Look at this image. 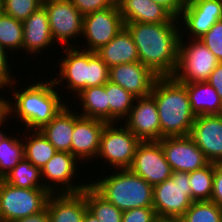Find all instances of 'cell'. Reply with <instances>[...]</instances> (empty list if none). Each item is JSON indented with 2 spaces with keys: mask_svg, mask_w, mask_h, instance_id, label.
Segmentation results:
<instances>
[{
  "mask_svg": "<svg viewBox=\"0 0 222 222\" xmlns=\"http://www.w3.org/2000/svg\"><path fill=\"white\" fill-rule=\"evenodd\" d=\"M129 170L152 186L164 182L173 173L158 141L141 142Z\"/></svg>",
  "mask_w": 222,
  "mask_h": 222,
  "instance_id": "cell-13",
  "label": "cell"
},
{
  "mask_svg": "<svg viewBox=\"0 0 222 222\" xmlns=\"http://www.w3.org/2000/svg\"><path fill=\"white\" fill-rule=\"evenodd\" d=\"M214 163L202 169L189 172L191 199L193 201L211 200L213 192Z\"/></svg>",
  "mask_w": 222,
  "mask_h": 222,
  "instance_id": "cell-32",
  "label": "cell"
},
{
  "mask_svg": "<svg viewBox=\"0 0 222 222\" xmlns=\"http://www.w3.org/2000/svg\"><path fill=\"white\" fill-rule=\"evenodd\" d=\"M11 117L6 113L4 112L1 116H0V128H2V125H4L5 121L6 120H9ZM2 129H0V141L7 135V134H4L6 132H3L1 131Z\"/></svg>",
  "mask_w": 222,
  "mask_h": 222,
  "instance_id": "cell-44",
  "label": "cell"
},
{
  "mask_svg": "<svg viewBox=\"0 0 222 222\" xmlns=\"http://www.w3.org/2000/svg\"><path fill=\"white\" fill-rule=\"evenodd\" d=\"M186 89L195 116L222 114V100L207 81L182 83Z\"/></svg>",
  "mask_w": 222,
  "mask_h": 222,
  "instance_id": "cell-25",
  "label": "cell"
},
{
  "mask_svg": "<svg viewBox=\"0 0 222 222\" xmlns=\"http://www.w3.org/2000/svg\"><path fill=\"white\" fill-rule=\"evenodd\" d=\"M158 78L141 62L124 63L110 67L109 81L120 85L136 98L149 96Z\"/></svg>",
  "mask_w": 222,
  "mask_h": 222,
  "instance_id": "cell-19",
  "label": "cell"
},
{
  "mask_svg": "<svg viewBox=\"0 0 222 222\" xmlns=\"http://www.w3.org/2000/svg\"><path fill=\"white\" fill-rule=\"evenodd\" d=\"M150 95L157 105L161 139L190 135L196 116L192 112L186 87L173 77H158Z\"/></svg>",
  "mask_w": 222,
  "mask_h": 222,
  "instance_id": "cell-3",
  "label": "cell"
},
{
  "mask_svg": "<svg viewBox=\"0 0 222 222\" xmlns=\"http://www.w3.org/2000/svg\"><path fill=\"white\" fill-rule=\"evenodd\" d=\"M16 81L9 86L12 90L14 99L5 100V112L14 117L26 127V130H40L44 125L49 123L60 111L66 106L64 98L60 96L53 79L46 82H34L23 88L21 91L16 90L18 87ZM56 88V89H55ZM62 98V99H61ZM11 101V103H10ZM12 114V115H11Z\"/></svg>",
  "mask_w": 222,
  "mask_h": 222,
  "instance_id": "cell-2",
  "label": "cell"
},
{
  "mask_svg": "<svg viewBox=\"0 0 222 222\" xmlns=\"http://www.w3.org/2000/svg\"><path fill=\"white\" fill-rule=\"evenodd\" d=\"M177 222H222V208L211 200L193 201Z\"/></svg>",
  "mask_w": 222,
  "mask_h": 222,
  "instance_id": "cell-34",
  "label": "cell"
},
{
  "mask_svg": "<svg viewBox=\"0 0 222 222\" xmlns=\"http://www.w3.org/2000/svg\"><path fill=\"white\" fill-rule=\"evenodd\" d=\"M88 211L99 222H122L123 211L102 197L90 184L85 188Z\"/></svg>",
  "mask_w": 222,
  "mask_h": 222,
  "instance_id": "cell-29",
  "label": "cell"
},
{
  "mask_svg": "<svg viewBox=\"0 0 222 222\" xmlns=\"http://www.w3.org/2000/svg\"><path fill=\"white\" fill-rule=\"evenodd\" d=\"M77 47H64L62 50L66 57H61L58 63L60 70L57 78H53L55 85H60L65 80V89L76 96L81 90L104 85L109 81L110 67L96 54ZM60 74V75H59ZM59 78V79H58ZM76 93V94H75Z\"/></svg>",
  "mask_w": 222,
  "mask_h": 222,
  "instance_id": "cell-4",
  "label": "cell"
},
{
  "mask_svg": "<svg viewBox=\"0 0 222 222\" xmlns=\"http://www.w3.org/2000/svg\"><path fill=\"white\" fill-rule=\"evenodd\" d=\"M122 122L141 142L161 140L158 109L151 95L135 98L128 117Z\"/></svg>",
  "mask_w": 222,
  "mask_h": 222,
  "instance_id": "cell-16",
  "label": "cell"
},
{
  "mask_svg": "<svg viewBox=\"0 0 222 222\" xmlns=\"http://www.w3.org/2000/svg\"><path fill=\"white\" fill-rule=\"evenodd\" d=\"M53 44L55 41L50 32L48 13L42 5L23 21L22 50L35 56L48 46L51 49Z\"/></svg>",
  "mask_w": 222,
  "mask_h": 222,
  "instance_id": "cell-20",
  "label": "cell"
},
{
  "mask_svg": "<svg viewBox=\"0 0 222 222\" xmlns=\"http://www.w3.org/2000/svg\"><path fill=\"white\" fill-rule=\"evenodd\" d=\"M12 222H50L48 209L45 208L43 211L37 214L31 215L25 218H20Z\"/></svg>",
  "mask_w": 222,
  "mask_h": 222,
  "instance_id": "cell-43",
  "label": "cell"
},
{
  "mask_svg": "<svg viewBox=\"0 0 222 222\" xmlns=\"http://www.w3.org/2000/svg\"><path fill=\"white\" fill-rule=\"evenodd\" d=\"M181 35L178 63L172 77L179 83L207 81L220 62L201 39L187 40L183 34Z\"/></svg>",
  "mask_w": 222,
  "mask_h": 222,
  "instance_id": "cell-7",
  "label": "cell"
},
{
  "mask_svg": "<svg viewBox=\"0 0 222 222\" xmlns=\"http://www.w3.org/2000/svg\"><path fill=\"white\" fill-rule=\"evenodd\" d=\"M82 222H99V221L87 210Z\"/></svg>",
  "mask_w": 222,
  "mask_h": 222,
  "instance_id": "cell-45",
  "label": "cell"
},
{
  "mask_svg": "<svg viewBox=\"0 0 222 222\" xmlns=\"http://www.w3.org/2000/svg\"><path fill=\"white\" fill-rule=\"evenodd\" d=\"M23 132L25 158L40 170L58 152L40 130H26ZM30 133L28 136L24 133Z\"/></svg>",
  "mask_w": 222,
  "mask_h": 222,
  "instance_id": "cell-27",
  "label": "cell"
},
{
  "mask_svg": "<svg viewBox=\"0 0 222 222\" xmlns=\"http://www.w3.org/2000/svg\"><path fill=\"white\" fill-rule=\"evenodd\" d=\"M46 208L50 222H82L88 210L85 189L77 193H52Z\"/></svg>",
  "mask_w": 222,
  "mask_h": 222,
  "instance_id": "cell-22",
  "label": "cell"
},
{
  "mask_svg": "<svg viewBox=\"0 0 222 222\" xmlns=\"http://www.w3.org/2000/svg\"><path fill=\"white\" fill-rule=\"evenodd\" d=\"M5 182L15 187L44 188L41 170L25 157L3 178Z\"/></svg>",
  "mask_w": 222,
  "mask_h": 222,
  "instance_id": "cell-30",
  "label": "cell"
},
{
  "mask_svg": "<svg viewBox=\"0 0 222 222\" xmlns=\"http://www.w3.org/2000/svg\"><path fill=\"white\" fill-rule=\"evenodd\" d=\"M77 161L79 160L73 154L58 151L41 169L42 182L45 180L43 182L44 188L50 193H77L83 191L90 182L79 183V185L73 182L78 172L76 166L80 164Z\"/></svg>",
  "mask_w": 222,
  "mask_h": 222,
  "instance_id": "cell-12",
  "label": "cell"
},
{
  "mask_svg": "<svg viewBox=\"0 0 222 222\" xmlns=\"http://www.w3.org/2000/svg\"><path fill=\"white\" fill-rule=\"evenodd\" d=\"M182 18V19H181ZM222 19V0H186L179 17L180 27L192 39H200L210 28ZM184 29V30H183ZM190 34V35H189Z\"/></svg>",
  "mask_w": 222,
  "mask_h": 222,
  "instance_id": "cell-14",
  "label": "cell"
},
{
  "mask_svg": "<svg viewBox=\"0 0 222 222\" xmlns=\"http://www.w3.org/2000/svg\"><path fill=\"white\" fill-rule=\"evenodd\" d=\"M164 7L174 18L179 19L186 0H152Z\"/></svg>",
  "mask_w": 222,
  "mask_h": 222,
  "instance_id": "cell-41",
  "label": "cell"
},
{
  "mask_svg": "<svg viewBox=\"0 0 222 222\" xmlns=\"http://www.w3.org/2000/svg\"><path fill=\"white\" fill-rule=\"evenodd\" d=\"M8 52L0 44V86L9 89V85L16 80V77L10 74L12 69H9L11 68V64H9L10 60L8 59H10V56L8 55H11V53L9 54Z\"/></svg>",
  "mask_w": 222,
  "mask_h": 222,
  "instance_id": "cell-39",
  "label": "cell"
},
{
  "mask_svg": "<svg viewBox=\"0 0 222 222\" xmlns=\"http://www.w3.org/2000/svg\"><path fill=\"white\" fill-rule=\"evenodd\" d=\"M42 5L48 13L50 32L55 43L66 47H76L70 44L83 34V15L71 0H43ZM73 38V40H72Z\"/></svg>",
  "mask_w": 222,
  "mask_h": 222,
  "instance_id": "cell-10",
  "label": "cell"
},
{
  "mask_svg": "<svg viewBox=\"0 0 222 222\" xmlns=\"http://www.w3.org/2000/svg\"><path fill=\"white\" fill-rule=\"evenodd\" d=\"M158 217L154 208H134L123 211L122 222H156Z\"/></svg>",
  "mask_w": 222,
  "mask_h": 222,
  "instance_id": "cell-38",
  "label": "cell"
},
{
  "mask_svg": "<svg viewBox=\"0 0 222 222\" xmlns=\"http://www.w3.org/2000/svg\"><path fill=\"white\" fill-rule=\"evenodd\" d=\"M73 129L74 111L68 104L40 131L57 151L71 153Z\"/></svg>",
  "mask_w": 222,
  "mask_h": 222,
  "instance_id": "cell-24",
  "label": "cell"
},
{
  "mask_svg": "<svg viewBox=\"0 0 222 222\" xmlns=\"http://www.w3.org/2000/svg\"><path fill=\"white\" fill-rule=\"evenodd\" d=\"M0 44L7 51L22 50L23 22L5 13L0 14Z\"/></svg>",
  "mask_w": 222,
  "mask_h": 222,
  "instance_id": "cell-33",
  "label": "cell"
},
{
  "mask_svg": "<svg viewBox=\"0 0 222 222\" xmlns=\"http://www.w3.org/2000/svg\"><path fill=\"white\" fill-rule=\"evenodd\" d=\"M116 171V172H115ZM90 185L121 211L153 208V186L129 169L115 170ZM92 182V183H91Z\"/></svg>",
  "mask_w": 222,
  "mask_h": 222,
  "instance_id": "cell-5",
  "label": "cell"
},
{
  "mask_svg": "<svg viewBox=\"0 0 222 222\" xmlns=\"http://www.w3.org/2000/svg\"><path fill=\"white\" fill-rule=\"evenodd\" d=\"M50 193L46 188L23 189L0 179V219L12 222L43 211Z\"/></svg>",
  "mask_w": 222,
  "mask_h": 222,
  "instance_id": "cell-8",
  "label": "cell"
},
{
  "mask_svg": "<svg viewBox=\"0 0 222 222\" xmlns=\"http://www.w3.org/2000/svg\"><path fill=\"white\" fill-rule=\"evenodd\" d=\"M106 93L109 104V123L118 122L119 124V121L128 117L136 97L110 81L106 82Z\"/></svg>",
  "mask_w": 222,
  "mask_h": 222,
  "instance_id": "cell-28",
  "label": "cell"
},
{
  "mask_svg": "<svg viewBox=\"0 0 222 222\" xmlns=\"http://www.w3.org/2000/svg\"><path fill=\"white\" fill-rule=\"evenodd\" d=\"M81 102L80 116L98 119L109 123V104L106 93V83L101 86L89 87L81 90L77 96Z\"/></svg>",
  "mask_w": 222,
  "mask_h": 222,
  "instance_id": "cell-26",
  "label": "cell"
},
{
  "mask_svg": "<svg viewBox=\"0 0 222 222\" xmlns=\"http://www.w3.org/2000/svg\"><path fill=\"white\" fill-rule=\"evenodd\" d=\"M107 123L101 135L97 158L116 170L129 169L141 141L121 122ZM107 161V162H106Z\"/></svg>",
  "mask_w": 222,
  "mask_h": 222,
  "instance_id": "cell-9",
  "label": "cell"
},
{
  "mask_svg": "<svg viewBox=\"0 0 222 222\" xmlns=\"http://www.w3.org/2000/svg\"><path fill=\"white\" fill-rule=\"evenodd\" d=\"M190 136L210 163L222 162V114L196 116Z\"/></svg>",
  "mask_w": 222,
  "mask_h": 222,
  "instance_id": "cell-18",
  "label": "cell"
},
{
  "mask_svg": "<svg viewBox=\"0 0 222 222\" xmlns=\"http://www.w3.org/2000/svg\"><path fill=\"white\" fill-rule=\"evenodd\" d=\"M107 123L98 119L86 118L74 112L71 154L79 162L97 159L101 135Z\"/></svg>",
  "mask_w": 222,
  "mask_h": 222,
  "instance_id": "cell-17",
  "label": "cell"
},
{
  "mask_svg": "<svg viewBox=\"0 0 222 222\" xmlns=\"http://www.w3.org/2000/svg\"><path fill=\"white\" fill-rule=\"evenodd\" d=\"M158 142L173 172L189 173L202 169L210 163L190 135L163 137Z\"/></svg>",
  "mask_w": 222,
  "mask_h": 222,
  "instance_id": "cell-15",
  "label": "cell"
},
{
  "mask_svg": "<svg viewBox=\"0 0 222 222\" xmlns=\"http://www.w3.org/2000/svg\"><path fill=\"white\" fill-rule=\"evenodd\" d=\"M124 23H179L164 7L152 0H117Z\"/></svg>",
  "mask_w": 222,
  "mask_h": 222,
  "instance_id": "cell-21",
  "label": "cell"
},
{
  "mask_svg": "<svg viewBox=\"0 0 222 222\" xmlns=\"http://www.w3.org/2000/svg\"><path fill=\"white\" fill-rule=\"evenodd\" d=\"M80 13L86 14L114 7L117 0H71Z\"/></svg>",
  "mask_w": 222,
  "mask_h": 222,
  "instance_id": "cell-37",
  "label": "cell"
},
{
  "mask_svg": "<svg viewBox=\"0 0 222 222\" xmlns=\"http://www.w3.org/2000/svg\"><path fill=\"white\" fill-rule=\"evenodd\" d=\"M124 25L133 37L139 62L158 77H172L178 63L180 23L139 22Z\"/></svg>",
  "mask_w": 222,
  "mask_h": 222,
  "instance_id": "cell-1",
  "label": "cell"
},
{
  "mask_svg": "<svg viewBox=\"0 0 222 222\" xmlns=\"http://www.w3.org/2000/svg\"><path fill=\"white\" fill-rule=\"evenodd\" d=\"M6 135L0 141V179H3L24 157L23 139ZM20 139V140H19Z\"/></svg>",
  "mask_w": 222,
  "mask_h": 222,
  "instance_id": "cell-31",
  "label": "cell"
},
{
  "mask_svg": "<svg viewBox=\"0 0 222 222\" xmlns=\"http://www.w3.org/2000/svg\"><path fill=\"white\" fill-rule=\"evenodd\" d=\"M211 201L222 208V162L214 163L213 192Z\"/></svg>",
  "mask_w": 222,
  "mask_h": 222,
  "instance_id": "cell-40",
  "label": "cell"
},
{
  "mask_svg": "<svg viewBox=\"0 0 222 222\" xmlns=\"http://www.w3.org/2000/svg\"><path fill=\"white\" fill-rule=\"evenodd\" d=\"M5 90L3 87L0 86V90ZM3 96L1 95L0 97V116L5 112V97L2 98Z\"/></svg>",
  "mask_w": 222,
  "mask_h": 222,
  "instance_id": "cell-46",
  "label": "cell"
},
{
  "mask_svg": "<svg viewBox=\"0 0 222 222\" xmlns=\"http://www.w3.org/2000/svg\"><path fill=\"white\" fill-rule=\"evenodd\" d=\"M122 15L116 4L104 10L95 11L84 15L83 34L87 42L82 50L96 52L102 46L107 45L124 27Z\"/></svg>",
  "mask_w": 222,
  "mask_h": 222,
  "instance_id": "cell-11",
  "label": "cell"
},
{
  "mask_svg": "<svg viewBox=\"0 0 222 222\" xmlns=\"http://www.w3.org/2000/svg\"><path fill=\"white\" fill-rule=\"evenodd\" d=\"M156 222H176V221L169 220V219H158Z\"/></svg>",
  "mask_w": 222,
  "mask_h": 222,
  "instance_id": "cell-47",
  "label": "cell"
},
{
  "mask_svg": "<svg viewBox=\"0 0 222 222\" xmlns=\"http://www.w3.org/2000/svg\"><path fill=\"white\" fill-rule=\"evenodd\" d=\"M3 13V2L0 0V14Z\"/></svg>",
  "mask_w": 222,
  "mask_h": 222,
  "instance_id": "cell-48",
  "label": "cell"
},
{
  "mask_svg": "<svg viewBox=\"0 0 222 222\" xmlns=\"http://www.w3.org/2000/svg\"><path fill=\"white\" fill-rule=\"evenodd\" d=\"M96 54L109 66L139 62L137 47L133 37L124 26L107 44L96 51Z\"/></svg>",
  "mask_w": 222,
  "mask_h": 222,
  "instance_id": "cell-23",
  "label": "cell"
},
{
  "mask_svg": "<svg viewBox=\"0 0 222 222\" xmlns=\"http://www.w3.org/2000/svg\"><path fill=\"white\" fill-rule=\"evenodd\" d=\"M207 82L213 86L222 100V62L210 74Z\"/></svg>",
  "mask_w": 222,
  "mask_h": 222,
  "instance_id": "cell-42",
  "label": "cell"
},
{
  "mask_svg": "<svg viewBox=\"0 0 222 222\" xmlns=\"http://www.w3.org/2000/svg\"><path fill=\"white\" fill-rule=\"evenodd\" d=\"M42 1L43 0H5L3 2V13L23 22L42 6Z\"/></svg>",
  "mask_w": 222,
  "mask_h": 222,
  "instance_id": "cell-35",
  "label": "cell"
},
{
  "mask_svg": "<svg viewBox=\"0 0 222 222\" xmlns=\"http://www.w3.org/2000/svg\"><path fill=\"white\" fill-rule=\"evenodd\" d=\"M192 202L187 172L175 171L167 180L153 186V208L158 219L177 222Z\"/></svg>",
  "mask_w": 222,
  "mask_h": 222,
  "instance_id": "cell-6",
  "label": "cell"
},
{
  "mask_svg": "<svg viewBox=\"0 0 222 222\" xmlns=\"http://www.w3.org/2000/svg\"><path fill=\"white\" fill-rule=\"evenodd\" d=\"M206 47L222 62V19L218 20L201 38Z\"/></svg>",
  "mask_w": 222,
  "mask_h": 222,
  "instance_id": "cell-36",
  "label": "cell"
}]
</instances>
